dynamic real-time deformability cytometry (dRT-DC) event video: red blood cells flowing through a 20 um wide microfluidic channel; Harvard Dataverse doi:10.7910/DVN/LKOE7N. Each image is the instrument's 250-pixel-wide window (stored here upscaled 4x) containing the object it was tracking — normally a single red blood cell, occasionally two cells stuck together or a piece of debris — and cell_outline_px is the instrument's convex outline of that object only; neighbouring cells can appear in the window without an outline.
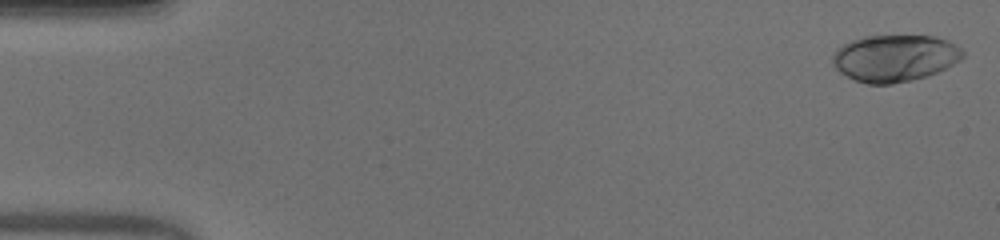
{"species": "human", "species_latin": "Homo sapiens", "temperature_condition": "warm", "stored_images_in_passage": 51, "camera_frame_rate_fps": 3000, "um_per_image_px": 0.085, "donor": {"sex": "male"}, "frame": {"image": 1, "passage_image": 1, "time_ms": 0.0, "image_size_px": [1000, 240], "cell_outline_px": [[964, 56], [960, 60], [928, 76], [912, 80], [892, 84], [868, 84], [856, 80], [840, 72], [832, 64], [832, 56], [836, 48], [852, 40], [864, 36], [932, 36], [948, 40], [960, 48], [964, 52]], "centroid_in_image_um": [76.04, 4.94], "position_along_channel_um": 9.0, "area_um2": 35.43}}
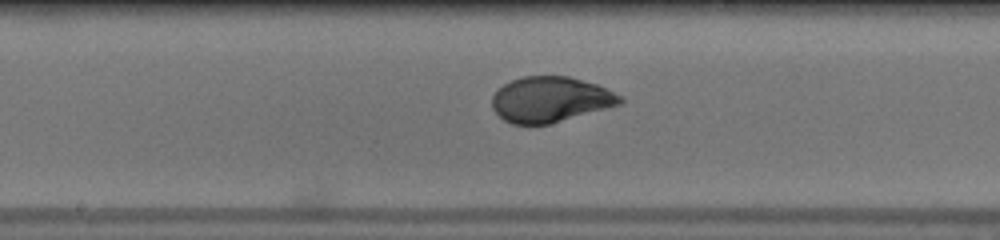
{"frame": {"image": 2, "passage_image": 27, "time_ms": 8.667, "image_size_px": [1000, 240], "cell_outline_px": [[624, 100], [620, 104], [548, 124], [512, 124], [504, 120], [492, 108], [492, 96], [504, 84], [512, 80], [524, 76], [568, 76], [596, 84], [624, 96]], "centroid_in_image_um": [46.78, 8.45], "position_along_channel_um": 201.4, "area_um2": 33.58}}
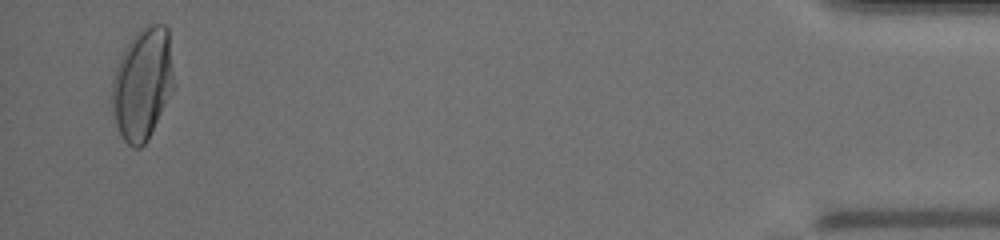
{"frame": {"image": 3, "passage_image": 50, "time_ms": 16.333, "image_size_px": [1000, 240], "cell_outline_px": [[176, 88], [144, 144], [140, 148], [132, 148], [124, 140], [112, 116], [112, 80], [120, 56], [124, 48], [132, 36], [136, 32], [152, 20], [164, 24], [168, 28], [176, 84]], "centroid_in_image_um": [12.15, 7.06], "position_along_channel_um": 423.0, "area_um2": 41.27}, "authors_computed_cell_mechanics": {"area_um2": 34.7956, "velocity_mm_per_s": 3.9575, "shape_relaxation_time_tau1_ms": 4.8971, "shape_relaxation_time_tau2_ms": null, "deformation_change_tau1": 0.2131, "deformation_change_tau2": null}}